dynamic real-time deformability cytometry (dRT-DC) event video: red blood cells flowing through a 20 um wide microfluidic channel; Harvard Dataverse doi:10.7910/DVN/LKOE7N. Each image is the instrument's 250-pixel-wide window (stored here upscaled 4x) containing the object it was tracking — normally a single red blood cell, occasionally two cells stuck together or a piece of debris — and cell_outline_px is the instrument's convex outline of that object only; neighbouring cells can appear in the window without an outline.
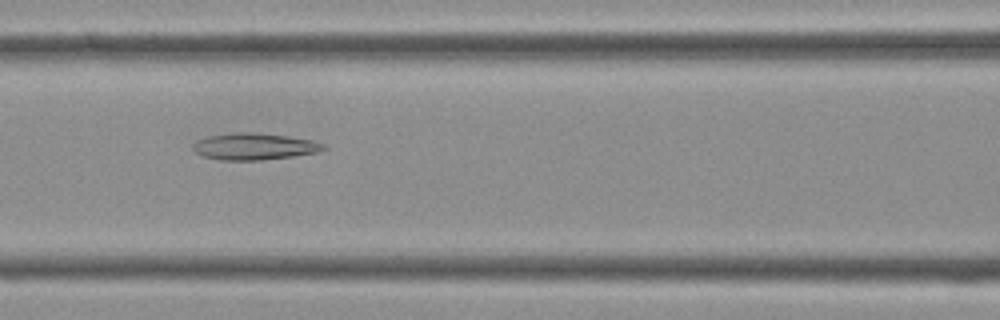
{"species": "Egyptian fruit bat (a non-hibernating species)", "species_latin": "Rousettus aegyptiacus", "temperature_condition": "cold", "stored_images_in_passage": 40, "camera_frame_rate_fps": 3000, "um_per_image_px": 0.085, "frame": {"image": 1, "passage_image": 17, "time_ms": 5.333, "image_size_px": [1000, 320], "cell_outline_px": [[328, 148], [316, 152], [292, 156], [260, 160], [220, 160], [204, 156], [196, 152], [192, 148], [192, 144], [196, 140], [208, 136], [236, 132], [252, 132], [288, 136], [312, 140], [324, 144]], "centroid_in_image_um": [21.59, 12.44], "position_along_channel_um": 145.0, "area_um2": 20.23}}
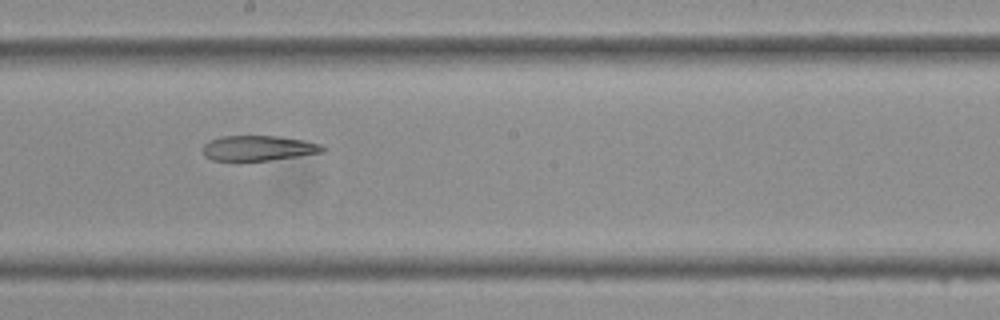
{"frame": {"image": 2, "passage_image": 22, "time_ms": 7.0, "image_size_px": [1000, 320], "cell_outline_px": [[328, 148], [324, 152], [268, 160], [212, 160], [204, 156], [204, 144], [208, 140], [220, 136], [280, 136], [304, 140], [320, 144]], "centroid_in_image_um": [21.97, 12.57], "position_along_channel_um": 226.2, "area_um2": 17.51}}
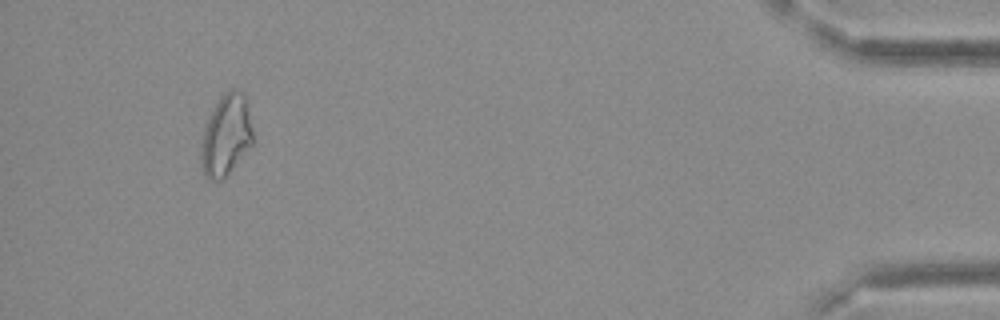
{"frame": {"image": 3, "passage_image": 38, "time_ms": 12.333, "image_size_px": [1000, 320], "cell_outline_px": [[252, 144], [224, 180], [208, 180], [204, 176], [200, 168], [200, 144], [204, 124], [212, 108], [220, 96], [232, 88], [244, 92], [252, 128]], "centroid_in_image_um": [19.16, 11.53], "position_along_channel_um": 416.0, "area_um2": 25.09}}